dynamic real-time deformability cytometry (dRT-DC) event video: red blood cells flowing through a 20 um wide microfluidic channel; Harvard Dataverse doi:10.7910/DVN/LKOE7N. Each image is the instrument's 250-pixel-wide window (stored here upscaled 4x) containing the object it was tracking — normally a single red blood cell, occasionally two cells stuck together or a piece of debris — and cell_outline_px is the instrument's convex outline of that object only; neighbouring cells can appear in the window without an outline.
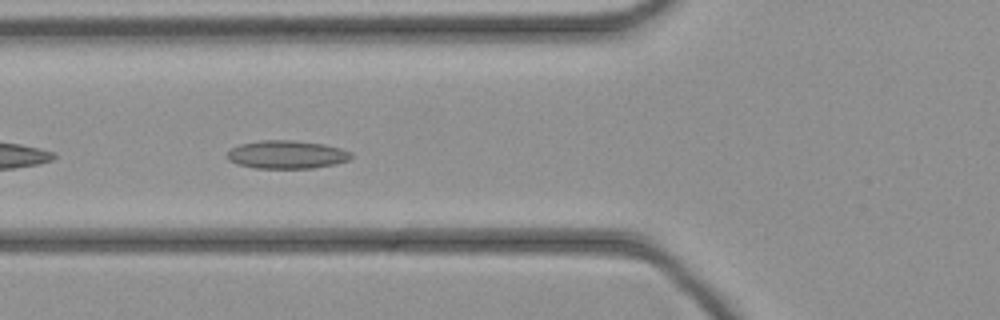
{"species": "common noctule bat (a hibernating species)", "species_latin": "Nyctalus noctula", "temperature_condition": "cold", "stored_images_in_passage": 44, "camera_frame_rate_fps": 3000, "um_per_image_px": 0.085, "animal": {"sex": "female", "body_mass_g": 21.9}, "frame": {"image": 1, "passage_image": 16, "time_ms": 5.0, "image_size_px": [1000, 320], "cell_outline_px": [[352, 156], [348, 160], [336, 164], [312, 168], [256, 168], [236, 164], [228, 160], [228, 152], [232, 148], [240, 144], [260, 140], [292, 140], [324, 144], [340, 148], [352, 152]], "centroid_in_image_um": [24.38, 13.14], "position_along_channel_um": 101.4, "area_um2": 20.35}}
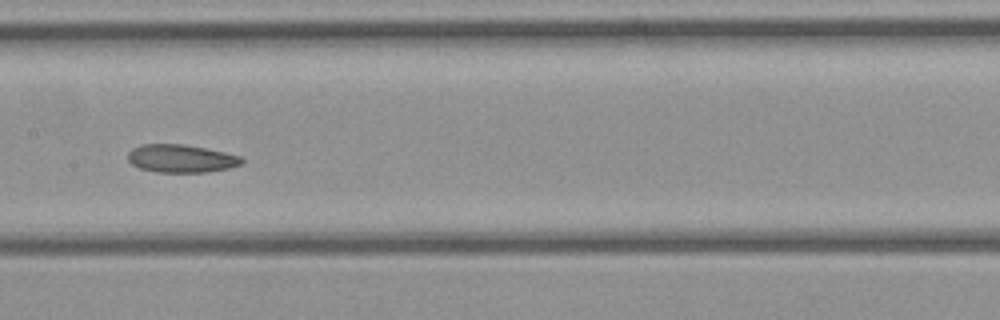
{"frame": {"image": 2, "passage_image": 22, "time_ms": 7.0, "image_size_px": [1000, 320], "cell_outline_px": [[244, 160], [240, 164], [228, 168], [208, 172], [156, 172], [140, 168], [132, 164], [128, 160], [128, 152], [132, 148], [140, 144], [184, 144], [224, 152], [240, 156]], "centroid_in_image_um": [15.36, 13.47], "position_along_channel_um": 192.0, "area_um2": 18.5}}
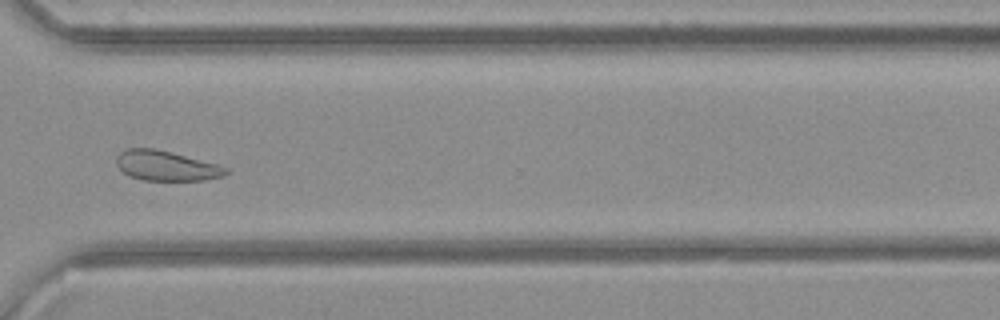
{"frame": {"image": 3, "passage_image": 33, "time_ms": 10.667, "image_size_px": [1000, 320], "cell_outline_px": [[228, 172], [224, 176], [204, 180], [144, 180], [132, 176], [124, 172], [116, 164], [116, 156], [124, 148], [156, 148], [172, 152], [216, 164], [228, 168]], "centroid_in_image_um": [14.11, 14.07], "position_along_channel_um": 356.5, "area_um2": 19.02}}